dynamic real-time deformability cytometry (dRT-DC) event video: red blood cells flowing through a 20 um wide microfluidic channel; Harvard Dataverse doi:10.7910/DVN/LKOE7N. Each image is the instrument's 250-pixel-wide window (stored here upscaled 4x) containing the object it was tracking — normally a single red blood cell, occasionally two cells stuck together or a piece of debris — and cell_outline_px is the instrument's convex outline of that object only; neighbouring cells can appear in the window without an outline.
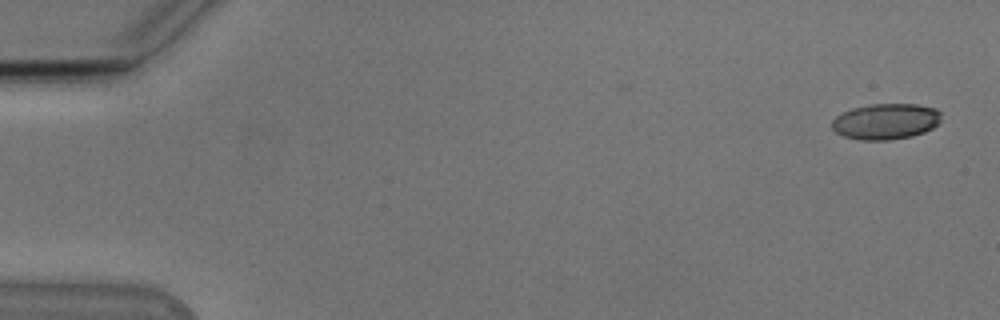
{"species": "Egyptian fruit bat (a non-hibernating species)", "species_latin": "Rousettus aegyptiacus", "temperature_condition": "cold", "stored_images_in_passage": 53, "camera_frame_rate_fps": 3000, "um_per_image_px": 0.085, "animal": {"sex": "male"}, "frame": {"image": 1, "passage_image": 1, "time_ms": 0.0, "image_size_px": [1000, 320], "cell_outline_px": [[940, 120], [932, 128], [924, 132], [908, 136], [888, 140], [860, 140], [844, 136], [836, 132], [832, 128], [832, 120], [836, 116], [852, 108], [868, 104], [916, 104], [936, 108], [940, 112]], "centroid_in_image_um": [75.27, 10.31], "position_along_channel_um": 9.7, "area_um2": 22.72}}
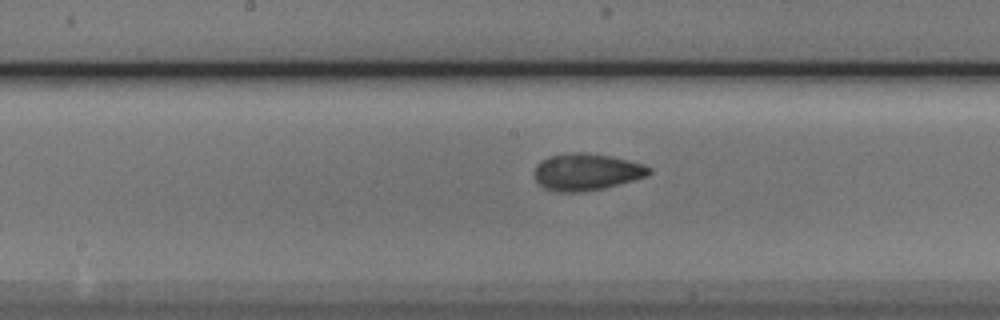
{"frame": {"image": 2, "passage_image": 27, "time_ms": 8.667, "image_size_px": [1000, 320], "cell_outline_px": [[652, 172], [644, 176], [632, 180], [604, 188], [580, 192], [556, 192], [544, 188], [536, 180], [532, 172], [536, 164], [540, 160], [548, 156], [572, 152], [584, 152], [608, 156], [628, 160], [644, 164], [652, 168]], "centroid_in_image_um": [49.79, 14.61], "position_along_channel_um": 198.4, "area_um2": 24.74}}
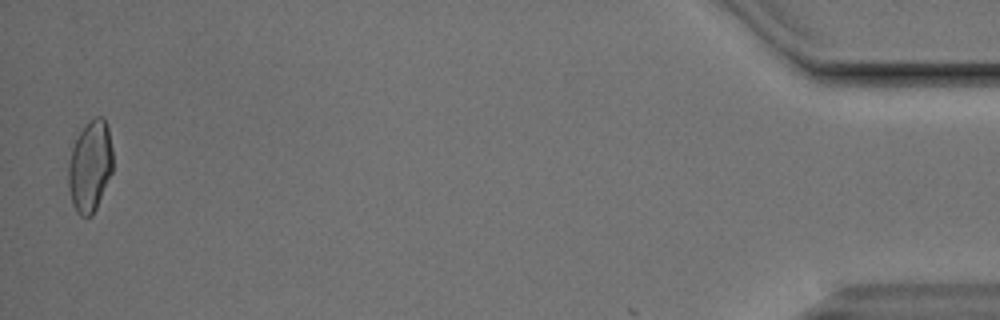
{"frame": {"image": 3, "passage_image": 52, "time_ms": 17.0, "image_size_px": [1000, 320], "cell_outline_px": [[112, 172], [96, 208], [92, 216], [80, 216], [76, 212], [72, 204], [68, 188], [68, 164], [72, 148], [84, 124], [96, 116], [104, 116], [108, 128], [112, 148]], "centroid_in_image_um": [7.65, 14.12], "position_along_channel_um": 427.6, "area_um2": 23.76}, "authors_computed_cell_mechanics": {"area_um2": 23.6402, "velocity_mm_per_s": 3.8399, "shape_relaxation_time_tau1_ms": 5.1318, "shape_relaxation_time_tau2_ms": 1.3169, "deformation_change_tau1": 0.1383, "deformation_change_tau2": 0.0668}}